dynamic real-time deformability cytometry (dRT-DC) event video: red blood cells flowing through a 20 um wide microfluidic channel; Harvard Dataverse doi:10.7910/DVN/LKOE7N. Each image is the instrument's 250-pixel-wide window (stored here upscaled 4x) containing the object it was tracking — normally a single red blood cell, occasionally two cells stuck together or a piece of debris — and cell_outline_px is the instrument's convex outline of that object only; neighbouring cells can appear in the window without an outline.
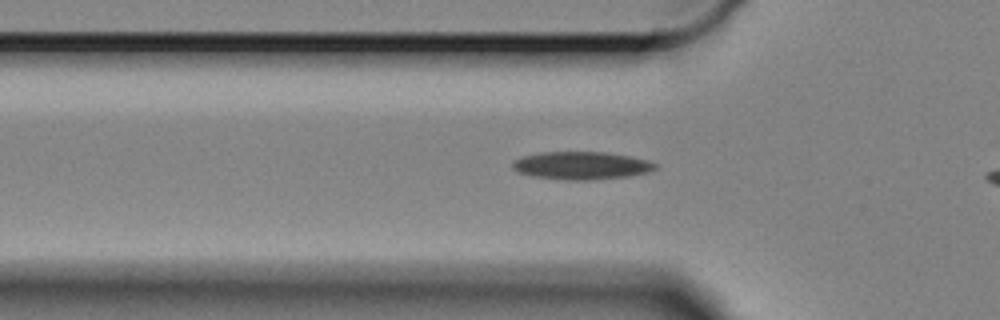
{"species": "Egyptian fruit bat (a non-hibernating species)", "species_latin": "Rousettus aegyptiacus", "temperature_condition": "cold", "stored_images_in_passage": 46, "camera_frame_rate_fps": 3000, "um_per_image_px": 0.085, "animal": {"sex": "female"}, "frame": {"image": 1, "passage_image": 16, "time_ms": 5.0, "image_size_px": [1000, 320], "cell_outline_px": [[656, 168], [644, 172], [624, 176], [588, 180], [564, 180], [532, 176], [516, 172], [512, 168], [512, 160], [524, 156], [540, 152], [604, 152], [628, 156], [648, 160], [656, 164]], "centroid_in_image_um": [49.32, 14.06], "position_along_channel_um": 76.5, "area_um2": 22.89}}
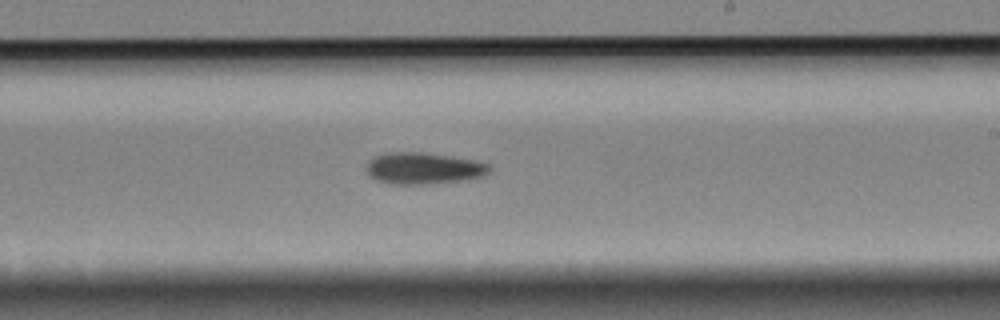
{"frame": {"image": 2, "passage_image": 32, "time_ms": 10.333, "image_size_px": [1000, 320], "cell_outline_px": [[492, 168], [484, 176], [468, 180], [428, 184], [392, 184], [376, 180], [368, 176], [368, 160], [384, 152], [420, 152], [476, 160], [488, 164]], "centroid_in_image_um": [36.01, 14.31], "position_along_channel_um": 253.0, "area_um2": 22.77}}
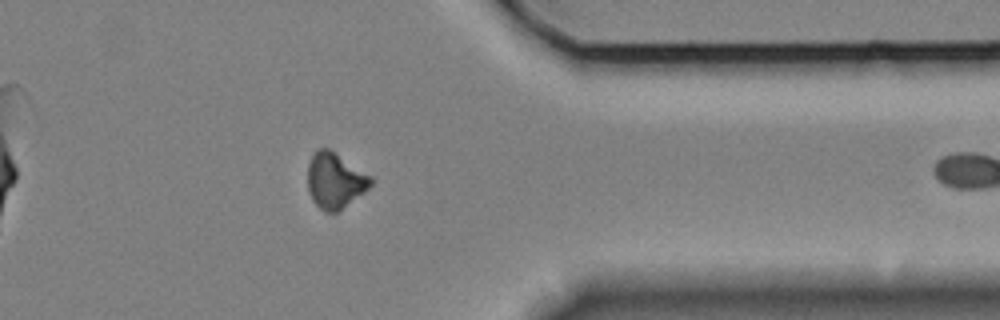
{"frame": {"image": 3, "passage_image": 45, "time_ms": 14.667, "image_size_px": [1000, 320], "cell_outline_px": [[372, 184], [364, 192], [340, 212], [324, 212], [312, 200], [308, 188], [308, 164], [312, 152], [316, 148], [328, 148], [372, 176]], "centroid_in_image_um": [28.47, 15.35], "position_along_channel_um": 382.9, "area_um2": 20.63}}